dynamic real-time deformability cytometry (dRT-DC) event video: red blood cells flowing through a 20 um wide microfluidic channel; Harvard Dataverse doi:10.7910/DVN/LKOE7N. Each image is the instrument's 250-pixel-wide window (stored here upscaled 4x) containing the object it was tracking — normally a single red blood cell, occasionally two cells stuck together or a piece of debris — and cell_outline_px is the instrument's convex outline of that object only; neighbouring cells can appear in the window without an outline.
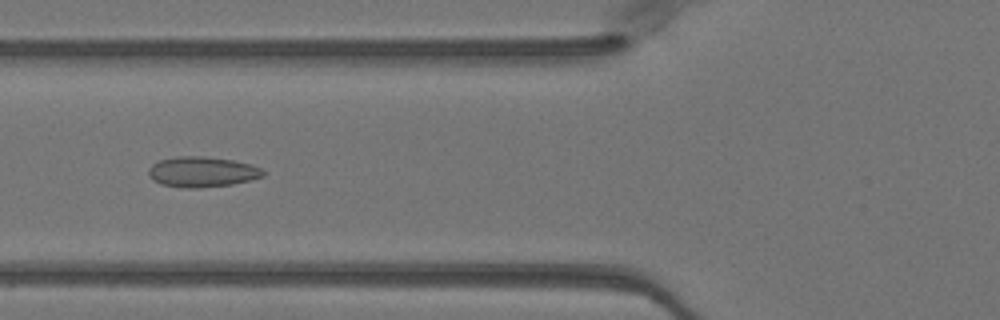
{"species": "Egyptian fruit bat (a non-hibernating species)", "species_latin": "Rousettus aegyptiacus", "temperature_condition": "warm", "stored_images_in_passage": 32, "camera_frame_rate_fps": 3000, "um_per_image_px": 0.085, "animal": {"sex": "female"}, "frame": {"image": 1, "passage_image": 9, "time_ms": 2.667, "image_size_px": [1000, 320], "cell_outline_px": [[264, 176], [232, 184], [200, 188], [188, 188], [160, 184], [152, 180], [148, 176], [148, 168], [152, 164], [160, 160], [176, 156], [204, 156], [232, 160], [252, 164], [260, 168], [264, 172]], "centroid_in_image_um": [17.14, 14.6], "position_along_channel_um": 108.7, "area_um2": 20.35}}
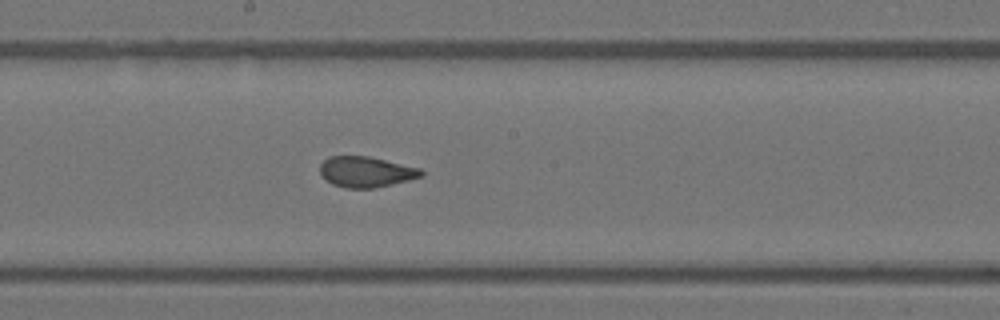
{"frame": {"image": 2, "passage_image": 17, "time_ms": 5.333, "image_size_px": [1000, 320], "cell_outline_px": [[424, 176], [408, 180], [372, 188], [344, 188], [332, 184], [320, 176], [320, 164], [328, 156], [368, 156], [420, 168], [424, 172]], "centroid_in_image_um": [31.08, 14.6], "position_along_channel_um": 217.1, "area_um2": 18.09}}
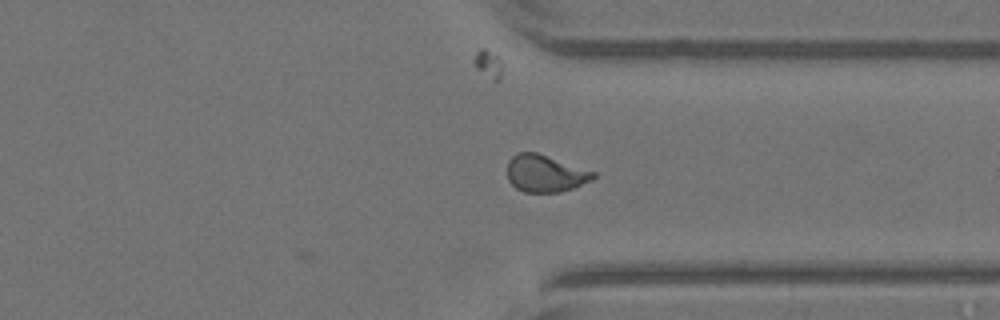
{"frame": {"image": 3, "passage_image": 28, "time_ms": 9.0, "image_size_px": [1000, 320], "cell_outline_px": [[596, 176], [592, 180], [572, 188], [560, 192], [524, 192], [516, 188], [508, 180], [508, 160], [516, 152], [536, 152], [596, 172]], "centroid_in_image_um": [46.33, 14.74], "position_along_channel_um": 365.1, "area_um2": 18.55}, "authors_computed_cell_mechanics": {"area_um2": 18.8139, "velocity_mm_per_s": 4.0564, "shape_relaxation_time_tau1_ms": null, "shape_relaxation_time_tau2_ms": 0.9162, "deformation_change_tau1": null, "deformation_change_tau2": 0.0694}}